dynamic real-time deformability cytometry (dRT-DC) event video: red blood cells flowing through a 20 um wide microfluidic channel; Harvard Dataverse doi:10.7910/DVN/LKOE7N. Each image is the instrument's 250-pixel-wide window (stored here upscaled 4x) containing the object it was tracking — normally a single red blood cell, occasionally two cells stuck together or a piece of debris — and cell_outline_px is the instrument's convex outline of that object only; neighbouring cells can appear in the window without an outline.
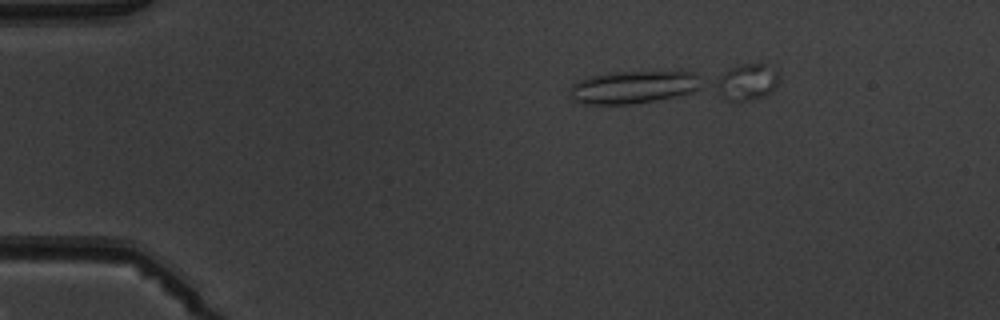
{"species": "common noctule bat (a hibernating species)", "species_latin": "Nyctalus noctula", "temperature_condition": "warm", "stored_images_in_passage": 8, "camera_frame_rate_fps": 3000, "um_per_image_px": 0.085, "animal": {"sex": "male", "body_mass_g": 19.5, "forearm_length_mm": 54.6}, "frame": {"image": 1, "passage_image": 3, "time_ms": 2.333, "image_size_px": [1000, 320], "cell_outline_px": [[704, 88], [696, 92], [680, 96], [632, 104], [584, 104], [572, 100], [572, 84], [576, 80], [588, 76], [608, 72], [680, 68], [696, 72]], "centroid_in_image_um": [54.0, 7.34], "position_along_channel_um": 31.0, "area_um2": 26.7}}